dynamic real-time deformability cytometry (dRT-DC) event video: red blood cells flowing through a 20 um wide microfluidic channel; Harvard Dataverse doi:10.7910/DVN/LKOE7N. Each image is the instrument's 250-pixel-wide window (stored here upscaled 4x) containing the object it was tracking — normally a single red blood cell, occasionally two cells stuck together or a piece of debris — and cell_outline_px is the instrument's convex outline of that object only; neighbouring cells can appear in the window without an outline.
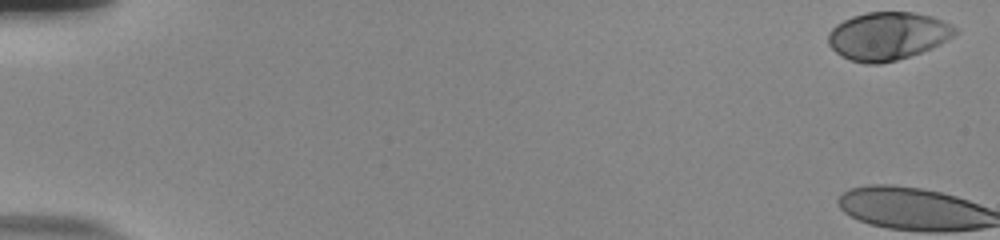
{"species": "human", "species_latin": "Homo sapiens", "temperature_condition": "room temperature", "stored_images_in_passage": 3, "camera_frame_rate_fps": 3000, "um_per_image_px": 0.085, "donor": {"sex": "male"}, "frame": {"image": 1, "passage_image": 1, "time_ms": 0.0, "image_size_px": [1000, 240], "cell_outline_px": [[960, 32], [948, 40], [932, 48], [896, 60], [880, 64], [864, 64], [852, 60], [836, 52], [828, 44], [828, 32], [836, 24], [852, 16], [868, 12], [916, 12], [932, 16], [952, 24]], "centroid_in_image_um": [75.48, 3.05], "position_along_channel_um": 9.5, "area_um2": 35.6}}